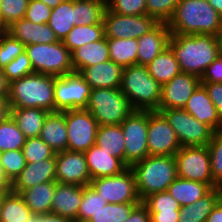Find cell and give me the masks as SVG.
Wrapping results in <instances>:
<instances>
[{
	"label": "cell",
	"mask_w": 222,
	"mask_h": 222,
	"mask_svg": "<svg viewBox=\"0 0 222 222\" xmlns=\"http://www.w3.org/2000/svg\"><path fill=\"white\" fill-rule=\"evenodd\" d=\"M169 46L181 72L202 77L207 67L220 55L217 36L171 34Z\"/></svg>",
	"instance_id": "1"
},
{
	"label": "cell",
	"mask_w": 222,
	"mask_h": 222,
	"mask_svg": "<svg viewBox=\"0 0 222 222\" xmlns=\"http://www.w3.org/2000/svg\"><path fill=\"white\" fill-rule=\"evenodd\" d=\"M167 25L171 34L216 36L222 16L207 0H180Z\"/></svg>",
	"instance_id": "2"
},
{
	"label": "cell",
	"mask_w": 222,
	"mask_h": 222,
	"mask_svg": "<svg viewBox=\"0 0 222 222\" xmlns=\"http://www.w3.org/2000/svg\"><path fill=\"white\" fill-rule=\"evenodd\" d=\"M10 108H42L55 112L54 76L33 73L10 83Z\"/></svg>",
	"instance_id": "3"
},
{
	"label": "cell",
	"mask_w": 222,
	"mask_h": 222,
	"mask_svg": "<svg viewBox=\"0 0 222 222\" xmlns=\"http://www.w3.org/2000/svg\"><path fill=\"white\" fill-rule=\"evenodd\" d=\"M130 168L134 172L141 201L154 193L167 191L169 185L178 177L174 156L149 155Z\"/></svg>",
	"instance_id": "4"
},
{
	"label": "cell",
	"mask_w": 222,
	"mask_h": 222,
	"mask_svg": "<svg viewBox=\"0 0 222 222\" xmlns=\"http://www.w3.org/2000/svg\"><path fill=\"white\" fill-rule=\"evenodd\" d=\"M162 86L149 74L146 65L134 64L123 69L120 90L134 110L157 111Z\"/></svg>",
	"instance_id": "5"
},
{
	"label": "cell",
	"mask_w": 222,
	"mask_h": 222,
	"mask_svg": "<svg viewBox=\"0 0 222 222\" xmlns=\"http://www.w3.org/2000/svg\"><path fill=\"white\" fill-rule=\"evenodd\" d=\"M86 109L99 126L119 125L134 110L120 88L92 89Z\"/></svg>",
	"instance_id": "6"
},
{
	"label": "cell",
	"mask_w": 222,
	"mask_h": 222,
	"mask_svg": "<svg viewBox=\"0 0 222 222\" xmlns=\"http://www.w3.org/2000/svg\"><path fill=\"white\" fill-rule=\"evenodd\" d=\"M34 73L63 76L74 71L71 51L58 41L52 44H29L25 46Z\"/></svg>",
	"instance_id": "7"
},
{
	"label": "cell",
	"mask_w": 222,
	"mask_h": 222,
	"mask_svg": "<svg viewBox=\"0 0 222 222\" xmlns=\"http://www.w3.org/2000/svg\"><path fill=\"white\" fill-rule=\"evenodd\" d=\"M124 133V164L134 163L149 156L147 143L148 110H133L121 123Z\"/></svg>",
	"instance_id": "8"
},
{
	"label": "cell",
	"mask_w": 222,
	"mask_h": 222,
	"mask_svg": "<svg viewBox=\"0 0 222 222\" xmlns=\"http://www.w3.org/2000/svg\"><path fill=\"white\" fill-rule=\"evenodd\" d=\"M175 131L181 147L207 146L214 131L183 108L157 110Z\"/></svg>",
	"instance_id": "9"
},
{
	"label": "cell",
	"mask_w": 222,
	"mask_h": 222,
	"mask_svg": "<svg viewBox=\"0 0 222 222\" xmlns=\"http://www.w3.org/2000/svg\"><path fill=\"white\" fill-rule=\"evenodd\" d=\"M92 88L79 72L54 76L55 112L86 109Z\"/></svg>",
	"instance_id": "10"
},
{
	"label": "cell",
	"mask_w": 222,
	"mask_h": 222,
	"mask_svg": "<svg viewBox=\"0 0 222 222\" xmlns=\"http://www.w3.org/2000/svg\"><path fill=\"white\" fill-rule=\"evenodd\" d=\"M174 157L178 177L203 182L212 189L219 187L212 178L208 146L181 147Z\"/></svg>",
	"instance_id": "11"
},
{
	"label": "cell",
	"mask_w": 222,
	"mask_h": 222,
	"mask_svg": "<svg viewBox=\"0 0 222 222\" xmlns=\"http://www.w3.org/2000/svg\"><path fill=\"white\" fill-rule=\"evenodd\" d=\"M90 186L101 194V197L106 199L107 203L142 202L137 192L134 172L130 167L115 176L92 179Z\"/></svg>",
	"instance_id": "12"
},
{
	"label": "cell",
	"mask_w": 222,
	"mask_h": 222,
	"mask_svg": "<svg viewBox=\"0 0 222 222\" xmlns=\"http://www.w3.org/2000/svg\"><path fill=\"white\" fill-rule=\"evenodd\" d=\"M65 115L68 134L67 150L85 152L96 144L99 125L87 109H72Z\"/></svg>",
	"instance_id": "13"
},
{
	"label": "cell",
	"mask_w": 222,
	"mask_h": 222,
	"mask_svg": "<svg viewBox=\"0 0 222 222\" xmlns=\"http://www.w3.org/2000/svg\"><path fill=\"white\" fill-rule=\"evenodd\" d=\"M106 38L138 39L153 30L159 22L149 15H121L108 8L104 13Z\"/></svg>",
	"instance_id": "14"
},
{
	"label": "cell",
	"mask_w": 222,
	"mask_h": 222,
	"mask_svg": "<svg viewBox=\"0 0 222 222\" xmlns=\"http://www.w3.org/2000/svg\"><path fill=\"white\" fill-rule=\"evenodd\" d=\"M147 143L149 155L174 156L181 148L175 131L158 111L148 110Z\"/></svg>",
	"instance_id": "15"
},
{
	"label": "cell",
	"mask_w": 222,
	"mask_h": 222,
	"mask_svg": "<svg viewBox=\"0 0 222 222\" xmlns=\"http://www.w3.org/2000/svg\"><path fill=\"white\" fill-rule=\"evenodd\" d=\"M56 181L79 186L90 185L91 176L84 152L66 150L56 153Z\"/></svg>",
	"instance_id": "16"
},
{
	"label": "cell",
	"mask_w": 222,
	"mask_h": 222,
	"mask_svg": "<svg viewBox=\"0 0 222 222\" xmlns=\"http://www.w3.org/2000/svg\"><path fill=\"white\" fill-rule=\"evenodd\" d=\"M201 79L195 75L180 72L161 89V100L158 110L184 108Z\"/></svg>",
	"instance_id": "17"
},
{
	"label": "cell",
	"mask_w": 222,
	"mask_h": 222,
	"mask_svg": "<svg viewBox=\"0 0 222 222\" xmlns=\"http://www.w3.org/2000/svg\"><path fill=\"white\" fill-rule=\"evenodd\" d=\"M56 181V158L26 163L22 172L11 183V191L20 194L32 186Z\"/></svg>",
	"instance_id": "18"
},
{
	"label": "cell",
	"mask_w": 222,
	"mask_h": 222,
	"mask_svg": "<svg viewBox=\"0 0 222 222\" xmlns=\"http://www.w3.org/2000/svg\"><path fill=\"white\" fill-rule=\"evenodd\" d=\"M6 32L25 46L29 44H52L58 42L48 23L36 24L26 18L12 22Z\"/></svg>",
	"instance_id": "19"
},
{
	"label": "cell",
	"mask_w": 222,
	"mask_h": 222,
	"mask_svg": "<svg viewBox=\"0 0 222 222\" xmlns=\"http://www.w3.org/2000/svg\"><path fill=\"white\" fill-rule=\"evenodd\" d=\"M171 32L167 23H159L149 33L137 39V64L148 65L169 46Z\"/></svg>",
	"instance_id": "20"
},
{
	"label": "cell",
	"mask_w": 222,
	"mask_h": 222,
	"mask_svg": "<svg viewBox=\"0 0 222 222\" xmlns=\"http://www.w3.org/2000/svg\"><path fill=\"white\" fill-rule=\"evenodd\" d=\"M82 203V186L56 183L51 213L77 222L78 209Z\"/></svg>",
	"instance_id": "21"
},
{
	"label": "cell",
	"mask_w": 222,
	"mask_h": 222,
	"mask_svg": "<svg viewBox=\"0 0 222 222\" xmlns=\"http://www.w3.org/2000/svg\"><path fill=\"white\" fill-rule=\"evenodd\" d=\"M123 69L120 65L108 60L91 67L83 68L79 71V74L92 89L120 88Z\"/></svg>",
	"instance_id": "22"
},
{
	"label": "cell",
	"mask_w": 222,
	"mask_h": 222,
	"mask_svg": "<svg viewBox=\"0 0 222 222\" xmlns=\"http://www.w3.org/2000/svg\"><path fill=\"white\" fill-rule=\"evenodd\" d=\"M200 122L207 124L214 132L220 130V118L205 87L200 84L183 108Z\"/></svg>",
	"instance_id": "23"
},
{
	"label": "cell",
	"mask_w": 222,
	"mask_h": 222,
	"mask_svg": "<svg viewBox=\"0 0 222 222\" xmlns=\"http://www.w3.org/2000/svg\"><path fill=\"white\" fill-rule=\"evenodd\" d=\"M91 180L121 174L128 167L96 144L84 152Z\"/></svg>",
	"instance_id": "24"
},
{
	"label": "cell",
	"mask_w": 222,
	"mask_h": 222,
	"mask_svg": "<svg viewBox=\"0 0 222 222\" xmlns=\"http://www.w3.org/2000/svg\"><path fill=\"white\" fill-rule=\"evenodd\" d=\"M75 72L110 60L107 38L84 44L71 52Z\"/></svg>",
	"instance_id": "25"
},
{
	"label": "cell",
	"mask_w": 222,
	"mask_h": 222,
	"mask_svg": "<svg viewBox=\"0 0 222 222\" xmlns=\"http://www.w3.org/2000/svg\"><path fill=\"white\" fill-rule=\"evenodd\" d=\"M39 137L56 153L66 151L68 134L65 115L62 112H50L45 118Z\"/></svg>",
	"instance_id": "26"
},
{
	"label": "cell",
	"mask_w": 222,
	"mask_h": 222,
	"mask_svg": "<svg viewBox=\"0 0 222 222\" xmlns=\"http://www.w3.org/2000/svg\"><path fill=\"white\" fill-rule=\"evenodd\" d=\"M57 181H49L27 188L20 195L33 215L51 213L52 198Z\"/></svg>",
	"instance_id": "27"
},
{
	"label": "cell",
	"mask_w": 222,
	"mask_h": 222,
	"mask_svg": "<svg viewBox=\"0 0 222 222\" xmlns=\"http://www.w3.org/2000/svg\"><path fill=\"white\" fill-rule=\"evenodd\" d=\"M49 113L42 108H10V116L26 138L39 137Z\"/></svg>",
	"instance_id": "28"
},
{
	"label": "cell",
	"mask_w": 222,
	"mask_h": 222,
	"mask_svg": "<svg viewBox=\"0 0 222 222\" xmlns=\"http://www.w3.org/2000/svg\"><path fill=\"white\" fill-rule=\"evenodd\" d=\"M211 190L212 188L203 182L181 177H177L167 188V191L178 201L181 207L193 204Z\"/></svg>",
	"instance_id": "29"
},
{
	"label": "cell",
	"mask_w": 222,
	"mask_h": 222,
	"mask_svg": "<svg viewBox=\"0 0 222 222\" xmlns=\"http://www.w3.org/2000/svg\"><path fill=\"white\" fill-rule=\"evenodd\" d=\"M220 198L219 187L213 188L208 194L193 204L182 206L178 222H206L208 215L216 207Z\"/></svg>",
	"instance_id": "30"
},
{
	"label": "cell",
	"mask_w": 222,
	"mask_h": 222,
	"mask_svg": "<svg viewBox=\"0 0 222 222\" xmlns=\"http://www.w3.org/2000/svg\"><path fill=\"white\" fill-rule=\"evenodd\" d=\"M149 74L161 85L168 83L181 72L179 62L170 46L164 49L156 58L146 65Z\"/></svg>",
	"instance_id": "31"
},
{
	"label": "cell",
	"mask_w": 222,
	"mask_h": 222,
	"mask_svg": "<svg viewBox=\"0 0 222 222\" xmlns=\"http://www.w3.org/2000/svg\"><path fill=\"white\" fill-rule=\"evenodd\" d=\"M48 25L58 40L63 41L75 26V0H64L53 8Z\"/></svg>",
	"instance_id": "32"
},
{
	"label": "cell",
	"mask_w": 222,
	"mask_h": 222,
	"mask_svg": "<svg viewBox=\"0 0 222 222\" xmlns=\"http://www.w3.org/2000/svg\"><path fill=\"white\" fill-rule=\"evenodd\" d=\"M124 133L119 125L99 126L96 136V145L110 155L119 158L124 163L125 149Z\"/></svg>",
	"instance_id": "33"
},
{
	"label": "cell",
	"mask_w": 222,
	"mask_h": 222,
	"mask_svg": "<svg viewBox=\"0 0 222 222\" xmlns=\"http://www.w3.org/2000/svg\"><path fill=\"white\" fill-rule=\"evenodd\" d=\"M33 213L20 194L9 191L1 201V222H28Z\"/></svg>",
	"instance_id": "34"
},
{
	"label": "cell",
	"mask_w": 222,
	"mask_h": 222,
	"mask_svg": "<svg viewBox=\"0 0 222 222\" xmlns=\"http://www.w3.org/2000/svg\"><path fill=\"white\" fill-rule=\"evenodd\" d=\"M110 60L125 68L137 64V45L135 38H107Z\"/></svg>",
	"instance_id": "35"
},
{
	"label": "cell",
	"mask_w": 222,
	"mask_h": 222,
	"mask_svg": "<svg viewBox=\"0 0 222 222\" xmlns=\"http://www.w3.org/2000/svg\"><path fill=\"white\" fill-rule=\"evenodd\" d=\"M106 0H75V26L104 23Z\"/></svg>",
	"instance_id": "36"
},
{
	"label": "cell",
	"mask_w": 222,
	"mask_h": 222,
	"mask_svg": "<svg viewBox=\"0 0 222 222\" xmlns=\"http://www.w3.org/2000/svg\"><path fill=\"white\" fill-rule=\"evenodd\" d=\"M104 37V23L95 25H79L74 26L62 42L72 52L84 44L101 40Z\"/></svg>",
	"instance_id": "37"
},
{
	"label": "cell",
	"mask_w": 222,
	"mask_h": 222,
	"mask_svg": "<svg viewBox=\"0 0 222 222\" xmlns=\"http://www.w3.org/2000/svg\"><path fill=\"white\" fill-rule=\"evenodd\" d=\"M25 141V135L11 116L0 123V152L22 149Z\"/></svg>",
	"instance_id": "38"
},
{
	"label": "cell",
	"mask_w": 222,
	"mask_h": 222,
	"mask_svg": "<svg viewBox=\"0 0 222 222\" xmlns=\"http://www.w3.org/2000/svg\"><path fill=\"white\" fill-rule=\"evenodd\" d=\"M106 204V199H103L90 185L82 186V203L78 209L77 222H87Z\"/></svg>",
	"instance_id": "39"
},
{
	"label": "cell",
	"mask_w": 222,
	"mask_h": 222,
	"mask_svg": "<svg viewBox=\"0 0 222 222\" xmlns=\"http://www.w3.org/2000/svg\"><path fill=\"white\" fill-rule=\"evenodd\" d=\"M138 204L140 203H107L87 222H124Z\"/></svg>",
	"instance_id": "40"
},
{
	"label": "cell",
	"mask_w": 222,
	"mask_h": 222,
	"mask_svg": "<svg viewBox=\"0 0 222 222\" xmlns=\"http://www.w3.org/2000/svg\"><path fill=\"white\" fill-rule=\"evenodd\" d=\"M21 150L26 163L56 158V152L40 137L26 138Z\"/></svg>",
	"instance_id": "41"
},
{
	"label": "cell",
	"mask_w": 222,
	"mask_h": 222,
	"mask_svg": "<svg viewBox=\"0 0 222 222\" xmlns=\"http://www.w3.org/2000/svg\"><path fill=\"white\" fill-rule=\"evenodd\" d=\"M0 163L4 176L10 183L26 166L25 157L21 149L0 152Z\"/></svg>",
	"instance_id": "42"
},
{
	"label": "cell",
	"mask_w": 222,
	"mask_h": 222,
	"mask_svg": "<svg viewBox=\"0 0 222 222\" xmlns=\"http://www.w3.org/2000/svg\"><path fill=\"white\" fill-rule=\"evenodd\" d=\"M207 146L211 159L212 178L219 186L222 184V130L214 132Z\"/></svg>",
	"instance_id": "43"
},
{
	"label": "cell",
	"mask_w": 222,
	"mask_h": 222,
	"mask_svg": "<svg viewBox=\"0 0 222 222\" xmlns=\"http://www.w3.org/2000/svg\"><path fill=\"white\" fill-rule=\"evenodd\" d=\"M142 203L147 207L148 212L180 211L181 208L168 191L154 193L146 197Z\"/></svg>",
	"instance_id": "44"
},
{
	"label": "cell",
	"mask_w": 222,
	"mask_h": 222,
	"mask_svg": "<svg viewBox=\"0 0 222 222\" xmlns=\"http://www.w3.org/2000/svg\"><path fill=\"white\" fill-rule=\"evenodd\" d=\"M29 0H0L2 24L8 27L12 22L25 17Z\"/></svg>",
	"instance_id": "45"
},
{
	"label": "cell",
	"mask_w": 222,
	"mask_h": 222,
	"mask_svg": "<svg viewBox=\"0 0 222 222\" xmlns=\"http://www.w3.org/2000/svg\"><path fill=\"white\" fill-rule=\"evenodd\" d=\"M23 51H25V45L4 31L0 36V69H3Z\"/></svg>",
	"instance_id": "46"
},
{
	"label": "cell",
	"mask_w": 222,
	"mask_h": 222,
	"mask_svg": "<svg viewBox=\"0 0 222 222\" xmlns=\"http://www.w3.org/2000/svg\"><path fill=\"white\" fill-rule=\"evenodd\" d=\"M3 71L9 83L34 73L26 51L20 53L14 60L6 65Z\"/></svg>",
	"instance_id": "47"
},
{
	"label": "cell",
	"mask_w": 222,
	"mask_h": 222,
	"mask_svg": "<svg viewBox=\"0 0 222 222\" xmlns=\"http://www.w3.org/2000/svg\"><path fill=\"white\" fill-rule=\"evenodd\" d=\"M180 0H146L147 15L159 23H168Z\"/></svg>",
	"instance_id": "48"
},
{
	"label": "cell",
	"mask_w": 222,
	"mask_h": 222,
	"mask_svg": "<svg viewBox=\"0 0 222 222\" xmlns=\"http://www.w3.org/2000/svg\"><path fill=\"white\" fill-rule=\"evenodd\" d=\"M107 8L121 15H146V0H106Z\"/></svg>",
	"instance_id": "49"
},
{
	"label": "cell",
	"mask_w": 222,
	"mask_h": 222,
	"mask_svg": "<svg viewBox=\"0 0 222 222\" xmlns=\"http://www.w3.org/2000/svg\"><path fill=\"white\" fill-rule=\"evenodd\" d=\"M52 8L39 0H29L25 17L27 20L36 23H48Z\"/></svg>",
	"instance_id": "50"
},
{
	"label": "cell",
	"mask_w": 222,
	"mask_h": 222,
	"mask_svg": "<svg viewBox=\"0 0 222 222\" xmlns=\"http://www.w3.org/2000/svg\"><path fill=\"white\" fill-rule=\"evenodd\" d=\"M208 92L209 98L217 109L222 130V83L201 82Z\"/></svg>",
	"instance_id": "51"
},
{
	"label": "cell",
	"mask_w": 222,
	"mask_h": 222,
	"mask_svg": "<svg viewBox=\"0 0 222 222\" xmlns=\"http://www.w3.org/2000/svg\"><path fill=\"white\" fill-rule=\"evenodd\" d=\"M201 82L222 83V55H219L205 70Z\"/></svg>",
	"instance_id": "52"
},
{
	"label": "cell",
	"mask_w": 222,
	"mask_h": 222,
	"mask_svg": "<svg viewBox=\"0 0 222 222\" xmlns=\"http://www.w3.org/2000/svg\"><path fill=\"white\" fill-rule=\"evenodd\" d=\"M124 222H151L147 207L141 202Z\"/></svg>",
	"instance_id": "53"
},
{
	"label": "cell",
	"mask_w": 222,
	"mask_h": 222,
	"mask_svg": "<svg viewBox=\"0 0 222 222\" xmlns=\"http://www.w3.org/2000/svg\"><path fill=\"white\" fill-rule=\"evenodd\" d=\"M151 222H178L180 211L149 212Z\"/></svg>",
	"instance_id": "54"
},
{
	"label": "cell",
	"mask_w": 222,
	"mask_h": 222,
	"mask_svg": "<svg viewBox=\"0 0 222 222\" xmlns=\"http://www.w3.org/2000/svg\"><path fill=\"white\" fill-rule=\"evenodd\" d=\"M28 222H72L70 219L56 214L33 215Z\"/></svg>",
	"instance_id": "55"
},
{
	"label": "cell",
	"mask_w": 222,
	"mask_h": 222,
	"mask_svg": "<svg viewBox=\"0 0 222 222\" xmlns=\"http://www.w3.org/2000/svg\"><path fill=\"white\" fill-rule=\"evenodd\" d=\"M206 222H222V198L216 204V207L208 215Z\"/></svg>",
	"instance_id": "56"
},
{
	"label": "cell",
	"mask_w": 222,
	"mask_h": 222,
	"mask_svg": "<svg viewBox=\"0 0 222 222\" xmlns=\"http://www.w3.org/2000/svg\"><path fill=\"white\" fill-rule=\"evenodd\" d=\"M10 116V105L8 98L0 97V123Z\"/></svg>",
	"instance_id": "57"
},
{
	"label": "cell",
	"mask_w": 222,
	"mask_h": 222,
	"mask_svg": "<svg viewBox=\"0 0 222 222\" xmlns=\"http://www.w3.org/2000/svg\"><path fill=\"white\" fill-rule=\"evenodd\" d=\"M9 87L10 83L8 82L3 69H0V97H6L9 96Z\"/></svg>",
	"instance_id": "58"
},
{
	"label": "cell",
	"mask_w": 222,
	"mask_h": 222,
	"mask_svg": "<svg viewBox=\"0 0 222 222\" xmlns=\"http://www.w3.org/2000/svg\"><path fill=\"white\" fill-rule=\"evenodd\" d=\"M0 190H11V183L4 176L2 171L1 163H0Z\"/></svg>",
	"instance_id": "59"
},
{
	"label": "cell",
	"mask_w": 222,
	"mask_h": 222,
	"mask_svg": "<svg viewBox=\"0 0 222 222\" xmlns=\"http://www.w3.org/2000/svg\"><path fill=\"white\" fill-rule=\"evenodd\" d=\"M207 1L222 16V0H207Z\"/></svg>",
	"instance_id": "60"
},
{
	"label": "cell",
	"mask_w": 222,
	"mask_h": 222,
	"mask_svg": "<svg viewBox=\"0 0 222 222\" xmlns=\"http://www.w3.org/2000/svg\"><path fill=\"white\" fill-rule=\"evenodd\" d=\"M39 1H42L44 4L53 9L57 7L60 3H62L64 0H39Z\"/></svg>",
	"instance_id": "61"
},
{
	"label": "cell",
	"mask_w": 222,
	"mask_h": 222,
	"mask_svg": "<svg viewBox=\"0 0 222 222\" xmlns=\"http://www.w3.org/2000/svg\"><path fill=\"white\" fill-rule=\"evenodd\" d=\"M218 39V44H219V50H220V55H222V27L218 31V34L216 35Z\"/></svg>",
	"instance_id": "62"
},
{
	"label": "cell",
	"mask_w": 222,
	"mask_h": 222,
	"mask_svg": "<svg viewBox=\"0 0 222 222\" xmlns=\"http://www.w3.org/2000/svg\"><path fill=\"white\" fill-rule=\"evenodd\" d=\"M9 191L11 190H0V205H1V201H2V198L3 196L8 193Z\"/></svg>",
	"instance_id": "63"
},
{
	"label": "cell",
	"mask_w": 222,
	"mask_h": 222,
	"mask_svg": "<svg viewBox=\"0 0 222 222\" xmlns=\"http://www.w3.org/2000/svg\"><path fill=\"white\" fill-rule=\"evenodd\" d=\"M0 27L6 31V27L2 24V18H1V15H0Z\"/></svg>",
	"instance_id": "64"
},
{
	"label": "cell",
	"mask_w": 222,
	"mask_h": 222,
	"mask_svg": "<svg viewBox=\"0 0 222 222\" xmlns=\"http://www.w3.org/2000/svg\"><path fill=\"white\" fill-rule=\"evenodd\" d=\"M220 193H221V198H222V184L219 185Z\"/></svg>",
	"instance_id": "65"
},
{
	"label": "cell",
	"mask_w": 222,
	"mask_h": 222,
	"mask_svg": "<svg viewBox=\"0 0 222 222\" xmlns=\"http://www.w3.org/2000/svg\"><path fill=\"white\" fill-rule=\"evenodd\" d=\"M4 32V30L0 27V36Z\"/></svg>",
	"instance_id": "66"
}]
</instances>
